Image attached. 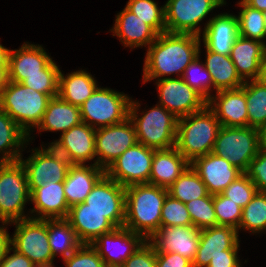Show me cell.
Returning a JSON list of instances; mask_svg holds the SVG:
<instances>
[{
    "label": "cell",
    "instance_id": "6da1fadb",
    "mask_svg": "<svg viewBox=\"0 0 266 267\" xmlns=\"http://www.w3.org/2000/svg\"><path fill=\"white\" fill-rule=\"evenodd\" d=\"M201 37L188 33L163 32L147 47L143 66V83L176 74L182 77L185 69L200 54ZM180 73V74H179Z\"/></svg>",
    "mask_w": 266,
    "mask_h": 267
},
{
    "label": "cell",
    "instance_id": "7a4b0ae2",
    "mask_svg": "<svg viewBox=\"0 0 266 267\" xmlns=\"http://www.w3.org/2000/svg\"><path fill=\"white\" fill-rule=\"evenodd\" d=\"M168 191L149 183L125 188L124 228L149 240L159 229L161 213Z\"/></svg>",
    "mask_w": 266,
    "mask_h": 267
},
{
    "label": "cell",
    "instance_id": "3957f363",
    "mask_svg": "<svg viewBox=\"0 0 266 267\" xmlns=\"http://www.w3.org/2000/svg\"><path fill=\"white\" fill-rule=\"evenodd\" d=\"M220 128L219 120L206 105L202 110L178 119L175 147L191 163L213 151Z\"/></svg>",
    "mask_w": 266,
    "mask_h": 267
},
{
    "label": "cell",
    "instance_id": "277c9868",
    "mask_svg": "<svg viewBox=\"0 0 266 267\" xmlns=\"http://www.w3.org/2000/svg\"><path fill=\"white\" fill-rule=\"evenodd\" d=\"M139 108L140 103L131 100L129 119L134 125L138 142L155 150L175 147L178 118L158 104L139 113L143 114L139 117Z\"/></svg>",
    "mask_w": 266,
    "mask_h": 267
},
{
    "label": "cell",
    "instance_id": "5b68a950",
    "mask_svg": "<svg viewBox=\"0 0 266 267\" xmlns=\"http://www.w3.org/2000/svg\"><path fill=\"white\" fill-rule=\"evenodd\" d=\"M51 97L22 83L8 81L0 95V109L5 111L31 140V129L41 122Z\"/></svg>",
    "mask_w": 266,
    "mask_h": 267
},
{
    "label": "cell",
    "instance_id": "8992f818",
    "mask_svg": "<svg viewBox=\"0 0 266 267\" xmlns=\"http://www.w3.org/2000/svg\"><path fill=\"white\" fill-rule=\"evenodd\" d=\"M30 201L25 169L20 161L6 162L0 169V220L1 223L30 218L24 213Z\"/></svg>",
    "mask_w": 266,
    "mask_h": 267
},
{
    "label": "cell",
    "instance_id": "52a82bcc",
    "mask_svg": "<svg viewBox=\"0 0 266 267\" xmlns=\"http://www.w3.org/2000/svg\"><path fill=\"white\" fill-rule=\"evenodd\" d=\"M130 103L123 92L97 87L80 106L82 122L94 129L121 123L129 118Z\"/></svg>",
    "mask_w": 266,
    "mask_h": 267
},
{
    "label": "cell",
    "instance_id": "ba28073f",
    "mask_svg": "<svg viewBox=\"0 0 266 267\" xmlns=\"http://www.w3.org/2000/svg\"><path fill=\"white\" fill-rule=\"evenodd\" d=\"M258 151L257 128L221 126L212 153L246 172Z\"/></svg>",
    "mask_w": 266,
    "mask_h": 267
},
{
    "label": "cell",
    "instance_id": "9c48e42d",
    "mask_svg": "<svg viewBox=\"0 0 266 267\" xmlns=\"http://www.w3.org/2000/svg\"><path fill=\"white\" fill-rule=\"evenodd\" d=\"M15 232L10 237V246L25 255L35 265L47 264L54 260L49 245L47 219L27 218L12 222Z\"/></svg>",
    "mask_w": 266,
    "mask_h": 267
},
{
    "label": "cell",
    "instance_id": "30bf717a",
    "mask_svg": "<svg viewBox=\"0 0 266 267\" xmlns=\"http://www.w3.org/2000/svg\"><path fill=\"white\" fill-rule=\"evenodd\" d=\"M32 153L25 160L22 156L19 158L26 172L30 193L44 182H64L71 164L61 153L51 145L32 149Z\"/></svg>",
    "mask_w": 266,
    "mask_h": 267
},
{
    "label": "cell",
    "instance_id": "8fae6325",
    "mask_svg": "<svg viewBox=\"0 0 266 267\" xmlns=\"http://www.w3.org/2000/svg\"><path fill=\"white\" fill-rule=\"evenodd\" d=\"M219 0H167L164 5L166 32L188 33L201 37L198 24L216 7Z\"/></svg>",
    "mask_w": 266,
    "mask_h": 267
},
{
    "label": "cell",
    "instance_id": "7c38bea8",
    "mask_svg": "<svg viewBox=\"0 0 266 267\" xmlns=\"http://www.w3.org/2000/svg\"><path fill=\"white\" fill-rule=\"evenodd\" d=\"M154 150L137 142L121 154L105 170V174L125 188L149 183Z\"/></svg>",
    "mask_w": 266,
    "mask_h": 267
},
{
    "label": "cell",
    "instance_id": "4fadbf2b",
    "mask_svg": "<svg viewBox=\"0 0 266 267\" xmlns=\"http://www.w3.org/2000/svg\"><path fill=\"white\" fill-rule=\"evenodd\" d=\"M138 142L132 121H125L96 129L93 164L106 170L121 154Z\"/></svg>",
    "mask_w": 266,
    "mask_h": 267
},
{
    "label": "cell",
    "instance_id": "5bb4252c",
    "mask_svg": "<svg viewBox=\"0 0 266 267\" xmlns=\"http://www.w3.org/2000/svg\"><path fill=\"white\" fill-rule=\"evenodd\" d=\"M159 105L170 111L176 118H182L202 110L207 100L191 88L182 77H166L156 80Z\"/></svg>",
    "mask_w": 266,
    "mask_h": 267
},
{
    "label": "cell",
    "instance_id": "9a60e30c",
    "mask_svg": "<svg viewBox=\"0 0 266 267\" xmlns=\"http://www.w3.org/2000/svg\"><path fill=\"white\" fill-rule=\"evenodd\" d=\"M84 203L104 214L116 228L124 226L125 187L106 174L96 183Z\"/></svg>",
    "mask_w": 266,
    "mask_h": 267
},
{
    "label": "cell",
    "instance_id": "2e32d148",
    "mask_svg": "<svg viewBox=\"0 0 266 267\" xmlns=\"http://www.w3.org/2000/svg\"><path fill=\"white\" fill-rule=\"evenodd\" d=\"M145 241L141 235L124 227H119L109 233L102 234L91 245L103 259L106 267H121L124 261Z\"/></svg>",
    "mask_w": 266,
    "mask_h": 267
},
{
    "label": "cell",
    "instance_id": "e0dca14e",
    "mask_svg": "<svg viewBox=\"0 0 266 267\" xmlns=\"http://www.w3.org/2000/svg\"><path fill=\"white\" fill-rule=\"evenodd\" d=\"M200 240V230L189 226H160L147 240L156 252L179 253L193 263Z\"/></svg>",
    "mask_w": 266,
    "mask_h": 267
},
{
    "label": "cell",
    "instance_id": "ac0fdd59",
    "mask_svg": "<svg viewBox=\"0 0 266 267\" xmlns=\"http://www.w3.org/2000/svg\"><path fill=\"white\" fill-rule=\"evenodd\" d=\"M95 132L96 129L82 122L61 133L60 139L49 145L61 153L70 164L85 165L96 157Z\"/></svg>",
    "mask_w": 266,
    "mask_h": 267
},
{
    "label": "cell",
    "instance_id": "d6986e66",
    "mask_svg": "<svg viewBox=\"0 0 266 267\" xmlns=\"http://www.w3.org/2000/svg\"><path fill=\"white\" fill-rule=\"evenodd\" d=\"M190 165L206 185L210 195L221 194L230 183L243 173L229 160L212 152L195 158Z\"/></svg>",
    "mask_w": 266,
    "mask_h": 267
},
{
    "label": "cell",
    "instance_id": "ffe728a7",
    "mask_svg": "<svg viewBox=\"0 0 266 267\" xmlns=\"http://www.w3.org/2000/svg\"><path fill=\"white\" fill-rule=\"evenodd\" d=\"M221 126L248 127V112L245 99V82L240 88L222 90L207 100Z\"/></svg>",
    "mask_w": 266,
    "mask_h": 267
},
{
    "label": "cell",
    "instance_id": "44dd1931",
    "mask_svg": "<svg viewBox=\"0 0 266 267\" xmlns=\"http://www.w3.org/2000/svg\"><path fill=\"white\" fill-rule=\"evenodd\" d=\"M235 228L214 226L200 230V240L192 267H207L217 255H225V250H239V235Z\"/></svg>",
    "mask_w": 266,
    "mask_h": 267
},
{
    "label": "cell",
    "instance_id": "7402d4cb",
    "mask_svg": "<svg viewBox=\"0 0 266 267\" xmlns=\"http://www.w3.org/2000/svg\"><path fill=\"white\" fill-rule=\"evenodd\" d=\"M52 61L41 45L24 44L19 50H10L8 81L21 83L26 76L44 75V68Z\"/></svg>",
    "mask_w": 266,
    "mask_h": 267
},
{
    "label": "cell",
    "instance_id": "603a6c76",
    "mask_svg": "<svg viewBox=\"0 0 266 267\" xmlns=\"http://www.w3.org/2000/svg\"><path fill=\"white\" fill-rule=\"evenodd\" d=\"M66 220L82 244H91L102 234L109 233L116 228L104 214L88 208V204L84 202L71 206Z\"/></svg>",
    "mask_w": 266,
    "mask_h": 267
},
{
    "label": "cell",
    "instance_id": "cb8c5ba5",
    "mask_svg": "<svg viewBox=\"0 0 266 267\" xmlns=\"http://www.w3.org/2000/svg\"><path fill=\"white\" fill-rule=\"evenodd\" d=\"M30 202L35 207L30 209V218L34 219H66L69 206L65 198L64 182H44L41 187L30 193Z\"/></svg>",
    "mask_w": 266,
    "mask_h": 267
},
{
    "label": "cell",
    "instance_id": "d4e9b609",
    "mask_svg": "<svg viewBox=\"0 0 266 267\" xmlns=\"http://www.w3.org/2000/svg\"><path fill=\"white\" fill-rule=\"evenodd\" d=\"M204 46L215 53L230 55L233 43L239 36L235 15L221 13L209 18L202 32Z\"/></svg>",
    "mask_w": 266,
    "mask_h": 267
},
{
    "label": "cell",
    "instance_id": "484cf974",
    "mask_svg": "<svg viewBox=\"0 0 266 267\" xmlns=\"http://www.w3.org/2000/svg\"><path fill=\"white\" fill-rule=\"evenodd\" d=\"M113 36L120 38L125 47L150 46L158 37V33L137 15L124 7L123 11L116 15L113 28L110 30Z\"/></svg>",
    "mask_w": 266,
    "mask_h": 267
},
{
    "label": "cell",
    "instance_id": "4316f807",
    "mask_svg": "<svg viewBox=\"0 0 266 267\" xmlns=\"http://www.w3.org/2000/svg\"><path fill=\"white\" fill-rule=\"evenodd\" d=\"M105 175L97 165L71 164L64 180V192L69 207L84 202L96 183Z\"/></svg>",
    "mask_w": 266,
    "mask_h": 267
},
{
    "label": "cell",
    "instance_id": "83f0119b",
    "mask_svg": "<svg viewBox=\"0 0 266 267\" xmlns=\"http://www.w3.org/2000/svg\"><path fill=\"white\" fill-rule=\"evenodd\" d=\"M265 52V43L241 36L237 37L229 56L235 65L237 74L244 82L257 79Z\"/></svg>",
    "mask_w": 266,
    "mask_h": 267
},
{
    "label": "cell",
    "instance_id": "f1b7e54d",
    "mask_svg": "<svg viewBox=\"0 0 266 267\" xmlns=\"http://www.w3.org/2000/svg\"><path fill=\"white\" fill-rule=\"evenodd\" d=\"M189 165L176 147L154 150L149 184L168 189Z\"/></svg>",
    "mask_w": 266,
    "mask_h": 267
},
{
    "label": "cell",
    "instance_id": "f546056e",
    "mask_svg": "<svg viewBox=\"0 0 266 267\" xmlns=\"http://www.w3.org/2000/svg\"><path fill=\"white\" fill-rule=\"evenodd\" d=\"M82 123L80 107L64 101L59 96L52 97L41 122L36 128L38 131L66 132L70 128Z\"/></svg>",
    "mask_w": 266,
    "mask_h": 267
},
{
    "label": "cell",
    "instance_id": "4dcf8cb0",
    "mask_svg": "<svg viewBox=\"0 0 266 267\" xmlns=\"http://www.w3.org/2000/svg\"><path fill=\"white\" fill-rule=\"evenodd\" d=\"M98 87L94 77L85 70H78L66 76L59 72L58 96L70 104L80 107Z\"/></svg>",
    "mask_w": 266,
    "mask_h": 267
},
{
    "label": "cell",
    "instance_id": "1f68e13d",
    "mask_svg": "<svg viewBox=\"0 0 266 267\" xmlns=\"http://www.w3.org/2000/svg\"><path fill=\"white\" fill-rule=\"evenodd\" d=\"M205 68L211 75L215 92L240 88L244 81L237 74L229 55L218 54L206 47Z\"/></svg>",
    "mask_w": 266,
    "mask_h": 267
},
{
    "label": "cell",
    "instance_id": "d6a6232c",
    "mask_svg": "<svg viewBox=\"0 0 266 267\" xmlns=\"http://www.w3.org/2000/svg\"><path fill=\"white\" fill-rule=\"evenodd\" d=\"M26 142L29 143L28 134L0 109V158L5 162L19 161Z\"/></svg>",
    "mask_w": 266,
    "mask_h": 267
},
{
    "label": "cell",
    "instance_id": "836d02e7",
    "mask_svg": "<svg viewBox=\"0 0 266 267\" xmlns=\"http://www.w3.org/2000/svg\"><path fill=\"white\" fill-rule=\"evenodd\" d=\"M47 233L54 258L59 253L64 259L82 245L66 219H47Z\"/></svg>",
    "mask_w": 266,
    "mask_h": 267
},
{
    "label": "cell",
    "instance_id": "e575fe53",
    "mask_svg": "<svg viewBox=\"0 0 266 267\" xmlns=\"http://www.w3.org/2000/svg\"><path fill=\"white\" fill-rule=\"evenodd\" d=\"M167 191L171 197L183 203L205 197L208 194L206 185L191 165L184 170Z\"/></svg>",
    "mask_w": 266,
    "mask_h": 267
},
{
    "label": "cell",
    "instance_id": "d590c367",
    "mask_svg": "<svg viewBox=\"0 0 266 267\" xmlns=\"http://www.w3.org/2000/svg\"><path fill=\"white\" fill-rule=\"evenodd\" d=\"M248 126L258 128L266 123V85L257 80L245 81Z\"/></svg>",
    "mask_w": 266,
    "mask_h": 267
},
{
    "label": "cell",
    "instance_id": "8d00e7d4",
    "mask_svg": "<svg viewBox=\"0 0 266 267\" xmlns=\"http://www.w3.org/2000/svg\"><path fill=\"white\" fill-rule=\"evenodd\" d=\"M241 12L236 16L238 20L239 36L254 39L266 43V29L264 24V12L248 6L243 0L238 3Z\"/></svg>",
    "mask_w": 266,
    "mask_h": 267
},
{
    "label": "cell",
    "instance_id": "74e56055",
    "mask_svg": "<svg viewBox=\"0 0 266 267\" xmlns=\"http://www.w3.org/2000/svg\"><path fill=\"white\" fill-rule=\"evenodd\" d=\"M252 233L266 231V192L257 191L251 201L242 209V218L238 227Z\"/></svg>",
    "mask_w": 266,
    "mask_h": 267
},
{
    "label": "cell",
    "instance_id": "f35d334b",
    "mask_svg": "<svg viewBox=\"0 0 266 267\" xmlns=\"http://www.w3.org/2000/svg\"><path fill=\"white\" fill-rule=\"evenodd\" d=\"M125 7L151 26L158 34L166 32L164 5L158 7V4L153 0H128Z\"/></svg>",
    "mask_w": 266,
    "mask_h": 267
},
{
    "label": "cell",
    "instance_id": "ab89813d",
    "mask_svg": "<svg viewBox=\"0 0 266 267\" xmlns=\"http://www.w3.org/2000/svg\"><path fill=\"white\" fill-rule=\"evenodd\" d=\"M186 204L192 225L199 229L217 226V217L213 206V195L209 193L202 198L191 200Z\"/></svg>",
    "mask_w": 266,
    "mask_h": 267
},
{
    "label": "cell",
    "instance_id": "60d3db41",
    "mask_svg": "<svg viewBox=\"0 0 266 267\" xmlns=\"http://www.w3.org/2000/svg\"><path fill=\"white\" fill-rule=\"evenodd\" d=\"M59 66L52 60L45 68L44 75L26 76L21 83L51 98L58 96Z\"/></svg>",
    "mask_w": 266,
    "mask_h": 267
},
{
    "label": "cell",
    "instance_id": "b9f144b4",
    "mask_svg": "<svg viewBox=\"0 0 266 267\" xmlns=\"http://www.w3.org/2000/svg\"><path fill=\"white\" fill-rule=\"evenodd\" d=\"M199 59L200 55L185 69L182 78L191 88L208 100L211 97V88H214L213 82L204 63Z\"/></svg>",
    "mask_w": 266,
    "mask_h": 267
},
{
    "label": "cell",
    "instance_id": "7bdbcfd3",
    "mask_svg": "<svg viewBox=\"0 0 266 267\" xmlns=\"http://www.w3.org/2000/svg\"><path fill=\"white\" fill-rule=\"evenodd\" d=\"M213 206L218 226H229L237 229L242 218V208L222 194L213 195Z\"/></svg>",
    "mask_w": 266,
    "mask_h": 267
},
{
    "label": "cell",
    "instance_id": "ee69618b",
    "mask_svg": "<svg viewBox=\"0 0 266 267\" xmlns=\"http://www.w3.org/2000/svg\"><path fill=\"white\" fill-rule=\"evenodd\" d=\"M189 225H192V220L186 204L168 194L162 207L160 226L169 227Z\"/></svg>",
    "mask_w": 266,
    "mask_h": 267
},
{
    "label": "cell",
    "instance_id": "f6af8a7d",
    "mask_svg": "<svg viewBox=\"0 0 266 267\" xmlns=\"http://www.w3.org/2000/svg\"><path fill=\"white\" fill-rule=\"evenodd\" d=\"M256 192V186L247 174L243 172L221 194L243 209L251 201Z\"/></svg>",
    "mask_w": 266,
    "mask_h": 267
},
{
    "label": "cell",
    "instance_id": "bcb514c9",
    "mask_svg": "<svg viewBox=\"0 0 266 267\" xmlns=\"http://www.w3.org/2000/svg\"><path fill=\"white\" fill-rule=\"evenodd\" d=\"M63 262L65 267H106L91 244H82L74 253L64 258Z\"/></svg>",
    "mask_w": 266,
    "mask_h": 267
},
{
    "label": "cell",
    "instance_id": "7dc6e473",
    "mask_svg": "<svg viewBox=\"0 0 266 267\" xmlns=\"http://www.w3.org/2000/svg\"><path fill=\"white\" fill-rule=\"evenodd\" d=\"M245 173L256 186L257 191L266 192V152L259 150L250 161Z\"/></svg>",
    "mask_w": 266,
    "mask_h": 267
},
{
    "label": "cell",
    "instance_id": "c3c4849f",
    "mask_svg": "<svg viewBox=\"0 0 266 267\" xmlns=\"http://www.w3.org/2000/svg\"><path fill=\"white\" fill-rule=\"evenodd\" d=\"M121 267H156V251L145 241Z\"/></svg>",
    "mask_w": 266,
    "mask_h": 267
},
{
    "label": "cell",
    "instance_id": "681fc988",
    "mask_svg": "<svg viewBox=\"0 0 266 267\" xmlns=\"http://www.w3.org/2000/svg\"><path fill=\"white\" fill-rule=\"evenodd\" d=\"M156 267H192V263L179 253L156 252Z\"/></svg>",
    "mask_w": 266,
    "mask_h": 267
},
{
    "label": "cell",
    "instance_id": "f907efd6",
    "mask_svg": "<svg viewBox=\"0 0 266 267\" xmlns=\"http://www.w3.org/2000/svg\"><path fill=\"white\" fill-rule=\"evenodd\" d=\"M11 250L13 254L8 255ZM35 264L25 255L17 252L11 246L7 249L4 259L0 262V267H33Z\"/></svg>",
    "mask_w": 266,
    "mask_h": 267
},
{
    "label": "cell",
    "instance_id": "816d5d0a",
    "mask_svg": "<svg viewBox=\"0 0 266 267\" xmlns=\"http://www.w3.org/2000/svg\"><path fill=\"white\" fill-rule=\"evenodd\" d=\"M237 253L238 250H225V255H217L211 258L207 267H241Z\"/></svg>",
    "mask_w": 266,
    "mask_h": 267
},
{
    "label": "cell",
    "instance_id": "f5cc1de1",
    "mask_svg": "<svg viewBox=\"0 0 266 267\" xmlns=\"http://www.w3.org/2000/svg\"><path fill=\"white\" fill-rule=\"evenodd\" d=\"M8 223L0 225V262L4 259L7 249L10 247V234L7 231Z\"/></svg>",
    "mask_w": 266,
    "mask_h": 267
},
{
    "label": "cell",
    "instance_id": "db71d44e",
    "mask_svg": "<svg viewBox=\"0 0 266 267\" xmlns=\"http://www.w3.org/2000/svg\"><path fill=\"white\" fill-rule=\"evenodd\" d=\"M259 150L266 152V123L257 128Z\"/></svg>",
    "mask_w": 266,
    "mask_h": 267
},
{
    "label": "cell",
    "instance_id": "11a10c76",
    "mask_svg": "<svg viewBox=\"0 0 266 267\" xmlns=\"http://www.w3.org/2000/svg\"><path fill=\"white\" fill-rule=\"evenodd\" d=\"M256 80L259 83L266 85V52L264 54L263 60L260 63L259 74Z\"/></svg>",
    "mask_w": 266,
    "mask_h": 267
},
{
    "label": "cell",
    "instance_id": "9f6ffc18",
    "mask_svg": "<svg viewBox=\"0 0 266 267\" xmlns=\"http://www.w3.org/2000/svg\"><path fill=\"white\" fill-rule=\"evenodd\" d=\"M248 6H251L259 11H266V0H243Z\"/></svg>",
    "mask_w": 266,
    "mask_h": 267
},
{
    "label": "cell",
    "instance_id": "6f0895ef",
    "mask_svg": "<svg viewBox=\"0 0 266 267\" xmlns=\"http://www.w3.org/2000/svg\"><path fill=\"white\" fill-rule=\"evenodd\" d=\"M10 49L0 43V67H8Z\"/></svg>",
    "mask_w": 266,
    "mask_h": 267
},
{
    "label": "cell",
    "instance_id": "680465c9",
    "mask_svg": "<svg viewBox=\"0 0 266 267\" xmlns=\"http://www.w3.org/2000/svg\"><path fill=\"white\" fill-rule=\"evenodd\" d=\"M8 83V67H0V95Z\"/></svg>",
    "mask_w": 266,
    "mask_h": 267
},
{
    "label": "cell",
    "instance_id": "91938a15",
    "mask_svg": "<svg viewBox=\"0 0 266 267\" xmlns=\"http://www.w3.org/2000/svg\"><path fill=\"white\" fill-rule=\"evenodd\" d=\"M33 267H54V264L53 262H51L47 264H37V265H34Z\"/></svg>",
    "mask_w": 266,
    "mask_h": 267
},
{
    "label": "cell",
    "instance_id": "94428289",
    "mask_svg": "<svg viewBox=\"0 0 266 267\" xmlns=\"http://www.w3.org/2000/svg\"><path fill=\"white\" fill-rule=\"evenodd\" d=\"M5 163H6V162L0 158V169L2 168V166H3Z\"/></svg>",
    "mask_w": 266,
    "mask_h": 267
},
{
    "label": "cell",
    "instance_id": "6125c7cd",
    "mask_svg": "<svg viewBox=\"0 0 266 267\" xmlns=\"http://www.w3.org/2000/svg\"><path fill=\"white\" fill-rule=\"evenodd\" d=\"M264 24H265V29H266V11L264 12Z\"/></svg>",
    "mask_w": 266,
    "mask_h": 267
},
{
    "label": "cell",
    "instance_id": "be15d7a7",
    "mask_svg": "<svg viewBox=\"0 0 266 267\" xmlns=\"http://www.w3.org/2000/svg\"><path fill=\"white\" fill-rule=\"evenodd\" d=\"M223 5H225V0H219Z\"/></svg>",
    "mask_w": 266,
    "mask_h": 267
}]
</instances>
